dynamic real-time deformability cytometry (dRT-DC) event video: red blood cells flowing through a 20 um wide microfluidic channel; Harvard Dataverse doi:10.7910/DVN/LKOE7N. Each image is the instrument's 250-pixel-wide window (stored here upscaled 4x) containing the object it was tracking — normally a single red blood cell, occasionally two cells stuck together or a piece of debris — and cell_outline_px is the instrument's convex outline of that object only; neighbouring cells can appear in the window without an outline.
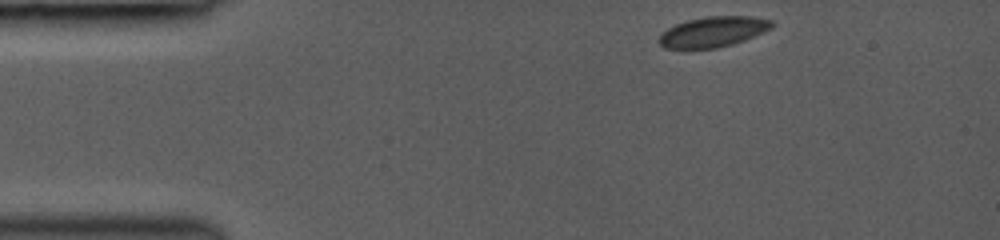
{"species": "common noctule bat (a hibernating species)", "species_latin": "Nyctalus noctula", "temperature_condition": "room temperature", "stored_images_in_passage": 3, "camera_frame_rate_fps": 3000, "um_per_image_px": 0.085, "animal": {"sex": "female", "body_mass_g": 19.0, "forearm_length_mm": 53.3}, "frame": {"image": 1, "passage_image": 1, "time_ms": 0.0, "image_size_px": [1000, 240], "cell_outline_px": [[776, 24], [772, 28], [764, 32], [744, 40], [732, 44], [716, 48], [688, 52], [664, 48], [656, 40], [668, 28], [676, 24], [688, 20], [708, 16], [752, 16], [772, 20]], "centroid_in_image_um": [60.58, 2.75], "position_along_channel_um": 24.4, "area_um2": 20.69}}
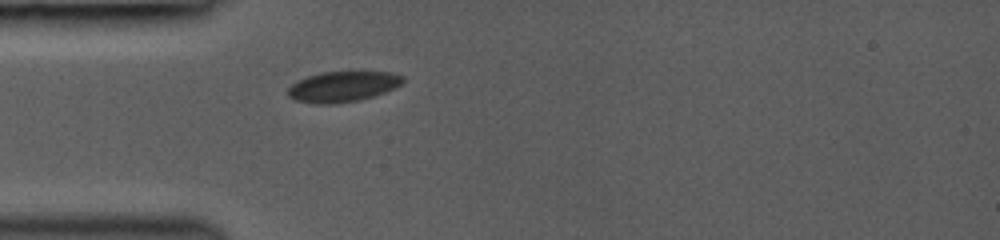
{"frame": {"image": 2, "passage_image": 3, "time_ms": 2.333, "image_size_px": [1000, 240], "cell_outline_px": [[404, 80], [396, 88], [360, 100], [332, 104], [316, 104], [296, 100], [288, 96], [288, 88], [296, 80], [320, 72], [392, 72], [404, 76]], "centroid_in_image_um": [29.13, 7.36], "position_along_channel_um": 55.9, "area_um2": 20.46}}